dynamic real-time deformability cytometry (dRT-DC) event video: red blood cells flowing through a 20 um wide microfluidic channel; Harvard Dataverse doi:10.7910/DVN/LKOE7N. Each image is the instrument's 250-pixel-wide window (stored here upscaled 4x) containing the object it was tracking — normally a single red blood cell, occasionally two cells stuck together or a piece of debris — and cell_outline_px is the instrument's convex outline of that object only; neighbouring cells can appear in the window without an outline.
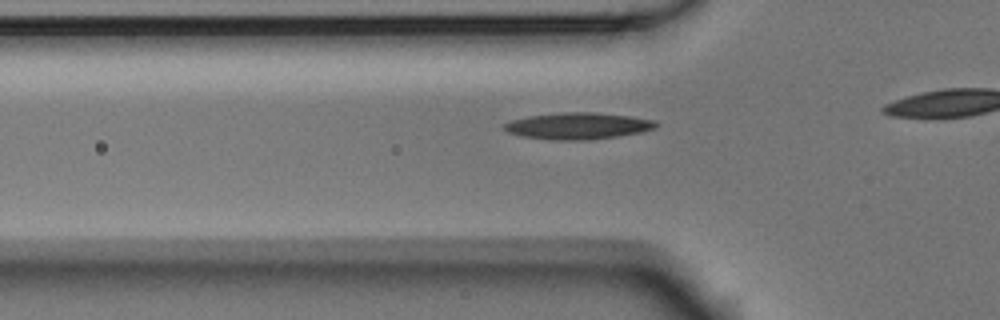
{"species": "Egyptian fruit bat (a non-hibernating species)", "species_latin": "Rousettus aegyptiacus", "temperature_condition": "room temperature", "stored_images_in_passage": 32, "camera_frame_rate_fps": 3000, "um_per_image_px": 0.085, "animal": {"sex": "male"}, "frame": {"image": 1, "passage_image": 7, "time_ms": 2.0, "image_size_px": [1000, 320], "cell_outline_px": [[660, 124], [656, 128], [640, 132], [616, 136], [588, 140], [552, 140], [520, 136], [508, 132], [500, 124], [512, 120], [528, 116], [564, 112], [592, 112], [632, 116], [656, 120]], "centroid_in_image_um": [49.13, 10.7], "position_along_channel_um": 76.7, "area_um2": 23.7}}
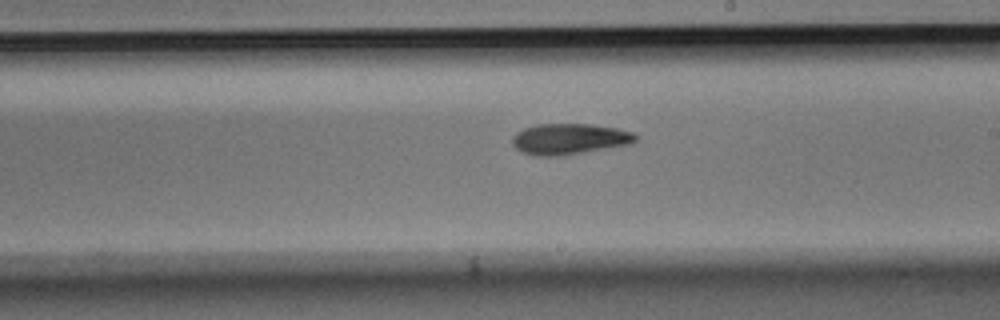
{"frame": {"image": 2, "passage_image": 20, "time_ms": 6.333, "image_size_px": [1000, 320], "cell_outline_px": [[640, 136], [632, 144], [564, 156], [532, 156], [520, 152], [512, 144], [512, 136], [516, 132], [524, 128], [540, 124], [588, 124], [616, 128], [636, 132]], "centroid_in_image_um": [48.42, 11.83], "position_along_channel_um": 240.6, "area_um2": 22.66}}
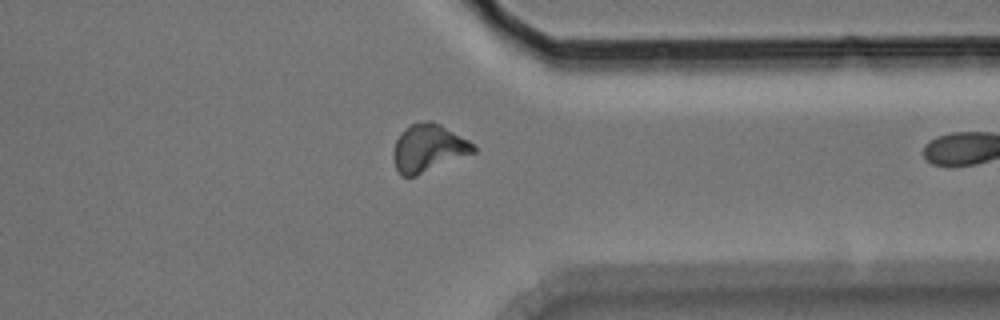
{"frame": {"image": 3, "passage_image": 31, "time_ms": 10.0, "image_size_px": [1000, 320], "cell_outline_px": [[476, 152], [416, 176], [400, 176], [392, 160], [392, 152], [396, 140], [400, 132], [404, 128], [412, 124], [424, 120], [432, 120], [440, 124], [468, 140], [476, 148]], "centroid_in_image_um": [36.37, 12.59], "position_along_channel_um": 375.0, "area_um2": 22.37}}